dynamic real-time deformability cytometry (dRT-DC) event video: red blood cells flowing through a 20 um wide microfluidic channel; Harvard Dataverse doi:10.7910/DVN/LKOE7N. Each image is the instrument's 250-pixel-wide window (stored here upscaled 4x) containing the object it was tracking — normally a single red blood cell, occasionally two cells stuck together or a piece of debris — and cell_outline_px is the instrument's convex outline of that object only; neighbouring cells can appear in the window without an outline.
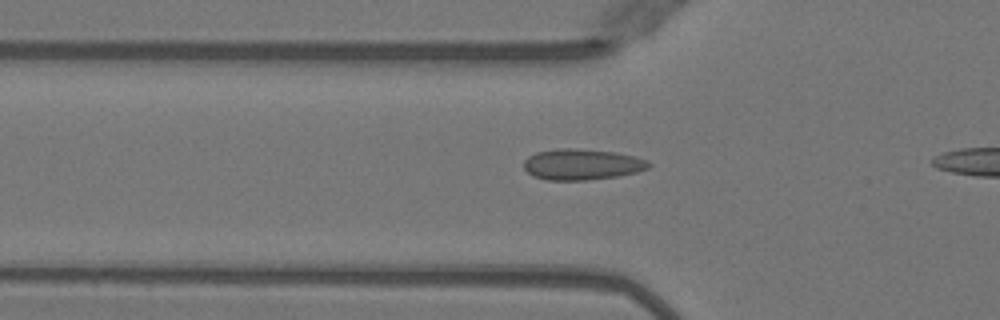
{"species": "Egyptian fruit bat (a non-hibernating species)", "species_latin": "Rousettus aegyptiacus", "temperature_condition": "warm", "stored_images_in_passage": 13, "camera_frame_rate_fps": 3000, "um_per_image_px": 0.085, "animal": {"sex": "female"}, "frame": {"image": 1, "passage_image": 11, "time_ms": 3.333, "image_size_px": [1000, 320], "cell_outline_px": [[652, 164], [648, 168], [636, 172], [620, 176], [588, 180], [548, 180], [532, 176], [524, 168], [524, 160], [528, 156], [536, 152], [556, 148], [572, 148], [616, 152], [648, 160]], "centroid_in_image_um": [49.45, 13.97], "position_along_channel_um": 76.3, "area_um2": 22.66}}